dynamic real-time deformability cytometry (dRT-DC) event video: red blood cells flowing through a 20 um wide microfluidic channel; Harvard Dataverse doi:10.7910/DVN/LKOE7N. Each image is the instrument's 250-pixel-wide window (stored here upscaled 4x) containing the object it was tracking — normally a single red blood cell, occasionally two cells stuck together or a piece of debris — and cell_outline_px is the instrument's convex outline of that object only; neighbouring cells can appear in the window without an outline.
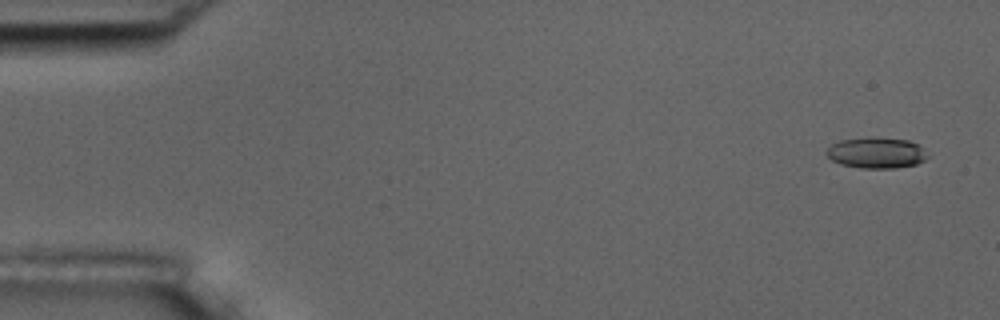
{"species": "common noctule bat (a hibernating species)", "species_latin": "Nyctalus noctula", "temperature_condition": "room temperature", "stored_images_in_passage": 4, "camera_frame_rate_fps": 3000, "um_per_image_px": 0.085, "animal": {"sex": "male", "body_mass_g": 17.5, "forearm_length_mm": 52.3}, "frame": {"image": 1, "passage_image": 1, "time_ms": 0.0, "image_size_px": [1000, 320], "cell_outline_px": [[928, 156], [924, 160], [916, 164], [896, 168], [860, 168], [840, 164], [832, 160], [824, 152], [832, 144], [840, 140], [908, 140], [916, 144]], "centroid_in_image_um": [74.45, 13.05], "position_along_channel_um": 10.5, "area_um2": 17.22}}